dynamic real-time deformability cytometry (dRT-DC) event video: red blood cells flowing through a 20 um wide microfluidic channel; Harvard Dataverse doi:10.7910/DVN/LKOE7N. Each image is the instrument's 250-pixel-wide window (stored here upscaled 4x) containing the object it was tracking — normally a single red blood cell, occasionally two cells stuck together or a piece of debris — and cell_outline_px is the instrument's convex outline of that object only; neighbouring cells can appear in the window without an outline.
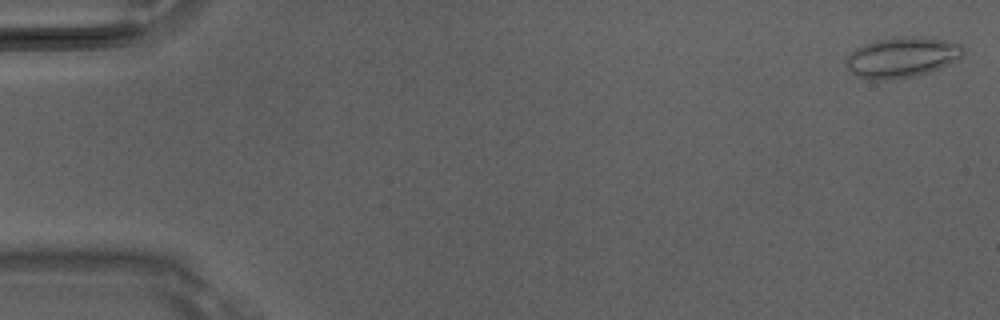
{"species": "Egyptian fruit bat (a non-hibernating species)", "species_latin": "Rousettus aegyptiacus", "temperature_condition": "room temperature", "stored_images_in_passage": 50, "camera_frame_rate_fps": 3000, "um_per_image_px": 0.085, "animal": {"sex": "male"}, "frame": {"image": 1, "passage_image": 1, "time_ms": 0.0, "image_size_px": [1000, 320], "cell_outline_px": [[964, 52], [960, 60], [928, 72], [912, 76], [888, 80], [884, 80], [860, 76], [852, 72], [848, 68], [844, 60], [856, 48], [864, 44], [876, 40], [912, 36], [944, 40], [960, 44], [964, 48]], "centroid_in_image_um": [76.7, 4.86], "position_along_channel_um": 8.3, "area_um2": 27.11}}
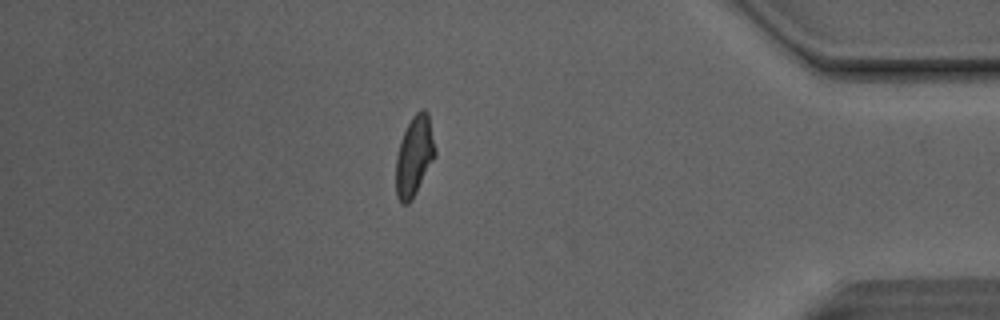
{"frame": {"image": 2, "passage_image": 43, "time_ms": 14.0, "image_size_px": [1000, 320], "cell_outline_px": [[436, 156], [412, 200], [408, 204], [400, 204], [396, 196], [396, 156], [400, 140], [412, 116], [420, 108], [424, 108], [428, 112], [436, 152]], "centroid_in_image_um": [35.21, 13.28], "position_along_channel_um": 400.0, "area_um2": 18.5}}
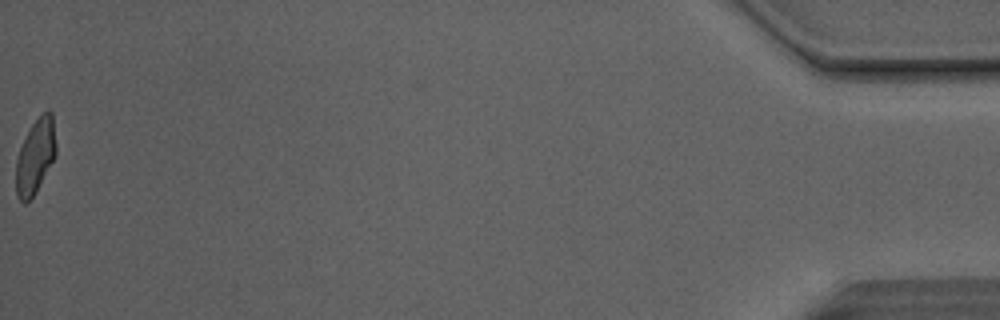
{"frame": {"image": 3, "passage_image": 50, "time_ms": 16.333, "image_size_px": [1000, 320], "cell_outline_px": [[56, 156], [36, 192], [28, 204], [24, 204], [16, 196], [16, 160], [20, 148], [32, 124], [48, 108], [52, 112], [56, 144]], "centroid_in_image_um": [3.01, 13.33], "position_along_channel_um": 432.2, "area_um2": 17.51}, "authors_computed_cell_mechanics": {"area_um2": 18.5827, "velocity_mm_per_s": 4.1344, "shape_relaxation_time_tau1_ms": 4.8753, "shape_relaxation_time_tau2_ms": 1.5929, "deformation_change_tau1": 0.1618, "deformation_change_tau2": 0.087}}